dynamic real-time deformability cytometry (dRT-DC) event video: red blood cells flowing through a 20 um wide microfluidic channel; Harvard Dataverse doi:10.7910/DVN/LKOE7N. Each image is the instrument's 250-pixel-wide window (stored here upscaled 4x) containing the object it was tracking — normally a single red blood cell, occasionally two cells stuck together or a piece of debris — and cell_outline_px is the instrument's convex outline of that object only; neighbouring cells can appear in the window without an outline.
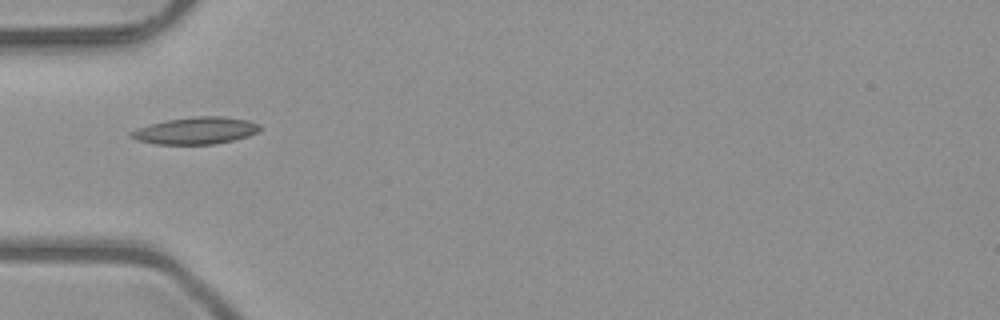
{"species": "common noctule bat (a hibernating species)", "species_latin": "Nyctalus noctula", "temperature_condition": "room temperature", "stored_images_in_passage": 1, "camera_frame_rate_fps": 3000, "um_per_image_px": 0.085, "animal": {"sex": "male", "body_mass_g": 23.1, "forearm_length_mm": 52.7}, "frame": {"image": 1, "passage_image": 1, "time_ms": 0.0, "image_size_px": [1000, 320], "cell_outline_px": [[260, 128], [256, 132], [248, 136], [216, 144], [156, 144], [136, 140], [128, 136], [128, 132], [136, 128], [148, 124], [168, 120], [192, 116], [224, 116], [248, 120], [260, 124]], "centroid_in_image_um": [16.59, 11.1], "position_along_channel_um": 68.4, "area_um2": 20.4}}